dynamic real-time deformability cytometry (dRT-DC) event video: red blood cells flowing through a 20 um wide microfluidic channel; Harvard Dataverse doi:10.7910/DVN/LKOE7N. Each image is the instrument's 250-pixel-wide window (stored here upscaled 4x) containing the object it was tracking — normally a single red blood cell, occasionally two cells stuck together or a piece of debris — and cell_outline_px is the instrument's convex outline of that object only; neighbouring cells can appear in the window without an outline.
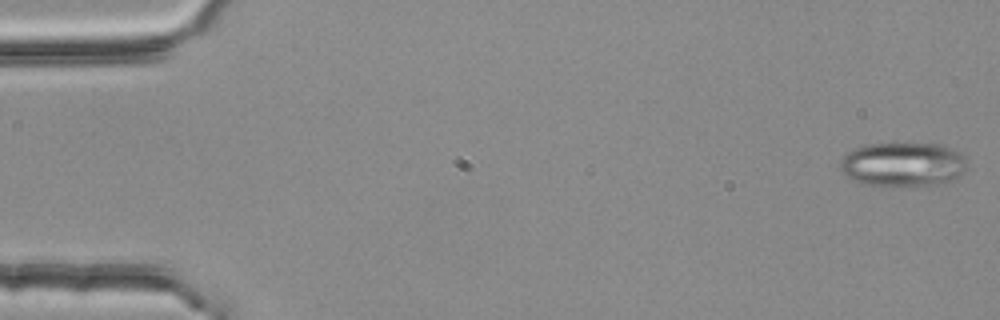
{"species": "common noctule bat (a hibernating species)", "species_latin": "Nyctalus noctula", "temperature_condition": "room temperature", "stored_images_in_passage": 4, "camera_frame_rate_fps": 3000, "um_per_image_px": 0.085, "animal": {"sex": "female", "body_mass_g": 25.1}, "frame": {"image": 1, "passage_image": 4, "time_ms": 1.0, "image_size_px": [1000, 320], "cell_outline_px": [[964, 168], [956, 176], [948, 180], [936, 184], [864, 184], [852, 180], [840, 168], [840, 160], [848, 152], [856, 148], [868, 144], [944, 144], [960, 152], [964, 156]], "centroid_in_image_um": [76.71, 13.93], "position_along_channel_um": 8.3, "area_um2": 31.62}}